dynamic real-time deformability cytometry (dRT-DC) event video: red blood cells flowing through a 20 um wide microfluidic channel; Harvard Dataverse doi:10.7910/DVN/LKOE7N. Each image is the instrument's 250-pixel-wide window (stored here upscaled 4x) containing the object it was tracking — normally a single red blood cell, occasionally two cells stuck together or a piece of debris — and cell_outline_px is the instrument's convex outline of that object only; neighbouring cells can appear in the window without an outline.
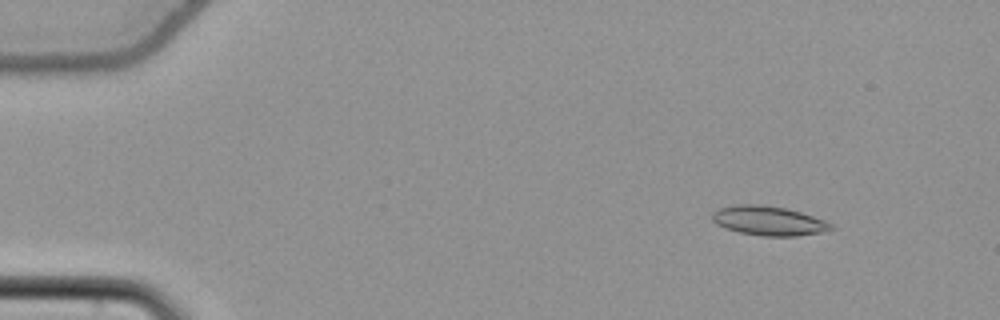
{"species": "common noctule bat (a hibernating species)", "species_latin": "Nyctalus noctula", "temperature_condition": "cold", "stored_images_in_passage": 56, "camera_frame_rate_fps": 3000, "um_per_image_px": 0.085, "animal": {"sex": "female", "body_mass_g": 22.7, "forearm_length_mm": 54.2}, "frame": {"image": 1, "passage_image": 7, "time_ms": 2.0, "image_size_px": [1000, 320], "cell_outline_px": [[836, 228], [820, 232], [796, 236], [764, 236], [740, 232], [724, 228], [716, 224], [712, 220], [712, 212], [716, 208], [736, 204], [764, 204], [784, 208], [800, 212], [824, 220], [832, 224]], "centroid_in_image_um": [65.28, 18.75], "position_along_channel_um": 19.7, "area_um2": 20.4}}
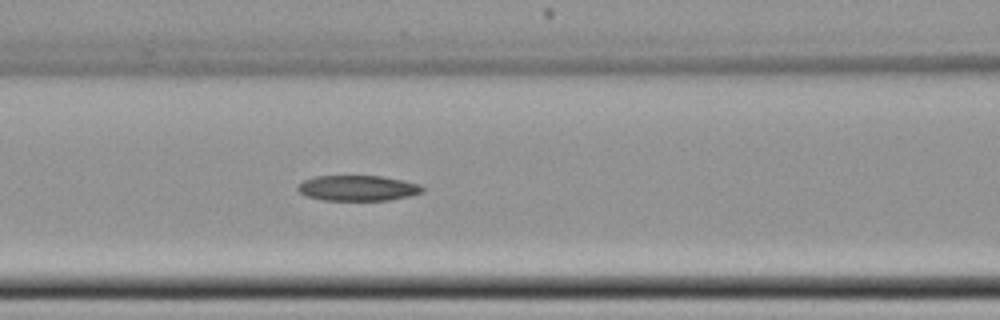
{"frame": {"image": 2, "passage_image": 25, "time_ms": 8.0, "image_size_px": [1000, 320], "cell_outline_px": [[424, 192], [408, 196], [388, 200], [324, 200], [308, 196], [300, 192], [296, 188], [304, 180], [316, 176], [380, 176], [404, 180], [420, 184], [424, 188]], "centroid_in_image_um": [30.45, 15.98], "position_along_channel_um": 136.2, "area_um2": 18.38}}
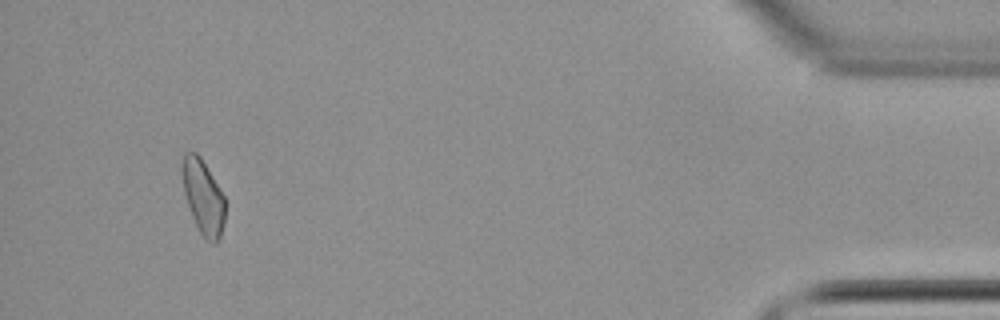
{"frame": {"image": 3, "passage_image": 53, "time_ms": 17.333, "image_size_px": [1000, 320], "cell_outline_px": [[224, 224], [220, 236], [216, 244], [212, 244], [200, 232], [192, 216], [184, 192], [180, 164], [184, 152], [196, 152], [200, 156], [224, 196]], "centroid_in_image_um": [17.25, 16.71], "position_along_channel_um": 418.0, "area_um2": 18.44}}